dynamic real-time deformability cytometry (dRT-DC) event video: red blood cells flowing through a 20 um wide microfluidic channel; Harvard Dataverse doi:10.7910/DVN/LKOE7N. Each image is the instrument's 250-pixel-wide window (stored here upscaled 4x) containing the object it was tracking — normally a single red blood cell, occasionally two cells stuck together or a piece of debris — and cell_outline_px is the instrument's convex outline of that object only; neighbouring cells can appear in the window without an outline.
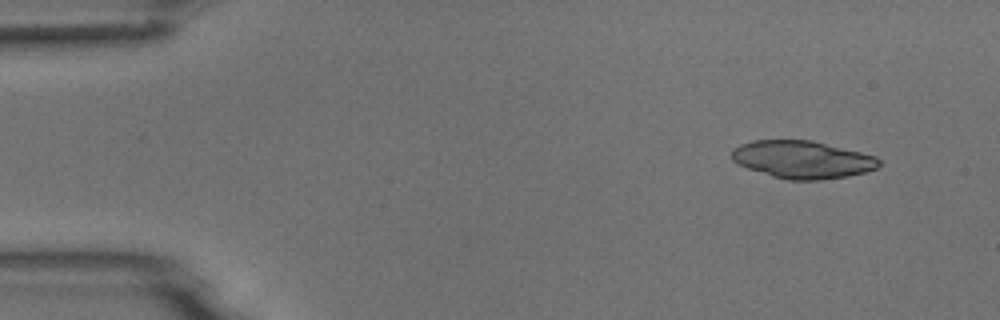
{"species": "common noctule bat (a hibernating species)", "species_latin": "Nyctalus noctula", "temperature_condition": "room temperature", "stored_images_in_passage": 5, "camera_frame_rate_fps": 3000, "um_per_image_px": 0.085, "animal": {"sex": "male", "body_mass_g": 18.8}, "frame": {"image": 1, "passage_image": 1, "time_ms": 0.0, "image_size_px": [1000, 320], "cell_outline_px": [[880, 164], [876, 168], [864, 172], [848, 176], [820, 180], [788, 180], [772, 176], [736, 164], [732, 160], [732, 152], [740, 144], [752, 140], [812, 140], [876, 156], [880, 160]], "centroid_in_image_um": [68.2, 13.56], "position_along_channel_um": 16.8, "area_um2": 32.19}}